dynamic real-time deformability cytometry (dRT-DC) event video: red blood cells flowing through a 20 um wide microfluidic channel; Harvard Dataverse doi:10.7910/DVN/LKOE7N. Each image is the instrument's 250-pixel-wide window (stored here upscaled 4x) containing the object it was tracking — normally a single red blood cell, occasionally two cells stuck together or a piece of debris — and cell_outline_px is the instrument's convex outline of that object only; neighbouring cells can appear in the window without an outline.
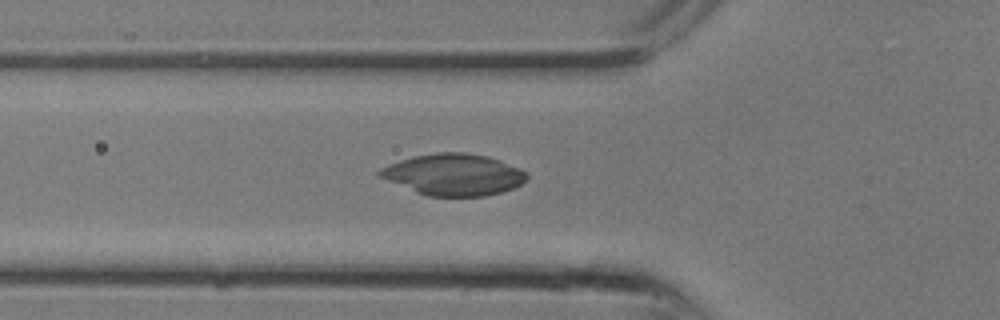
{"species": "common noctule bat (a hibernating species)", "species_latin": "Nyctalus noctula", "temperature_condition": "room temperature", "stored_images_in_passage": 4, "camera_frame_rate_fps": 3000, "um_per_image_px": 0.085, "animal": {"sex": "male", "body_mass_g": 13.3}, "frame": {"image": 1, "passage_image": 2, "time_ms": 0.333, "image_size_px": [1000, 320], "cell_outline_px": [[528, 176], [520, 184], [512, 188], [500, 192], [484, 196], [428, 196], [416, 192], [376, 176], [376, 172], [380, 168], [388, 164], [412, 156], [436, 152], [464, 152], [488, 156], [500, 160], [520, 168], [528, 172]], "centroid_in_image_um": [38.52, 14.83], "position_along_channel_um": 87.3, "area_um2": 35.72}}
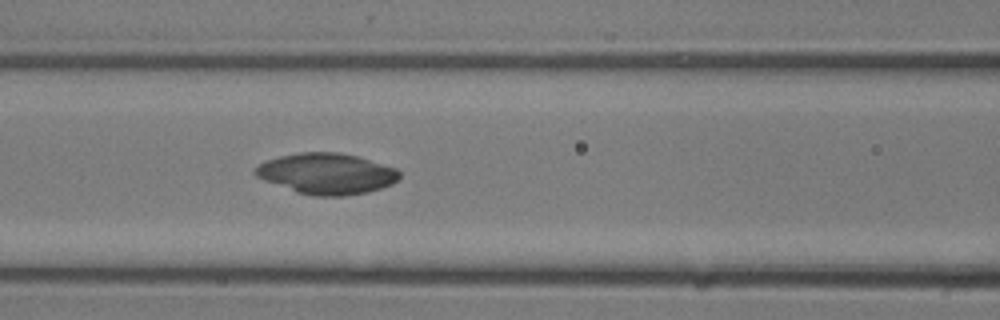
{"frame": {"image": 2, "passage_image": 4, "time_ms": 1.0, "image_size_px": [1000, 320], "cell_outline_px": [[400, 180], [392, 184], [368, 192], [344, 196], [312, 196], [296, 192], [264, 180], [256, 176], [252, 172], [264, 160], [280, 156], [300, 152], [340, 152], [356, 156], [396, 168], [400, 172]], "centroid_in_image_um": [27.76, 14.76], "position_along_channel_um": 138.8, "area_um2": 34.45}}